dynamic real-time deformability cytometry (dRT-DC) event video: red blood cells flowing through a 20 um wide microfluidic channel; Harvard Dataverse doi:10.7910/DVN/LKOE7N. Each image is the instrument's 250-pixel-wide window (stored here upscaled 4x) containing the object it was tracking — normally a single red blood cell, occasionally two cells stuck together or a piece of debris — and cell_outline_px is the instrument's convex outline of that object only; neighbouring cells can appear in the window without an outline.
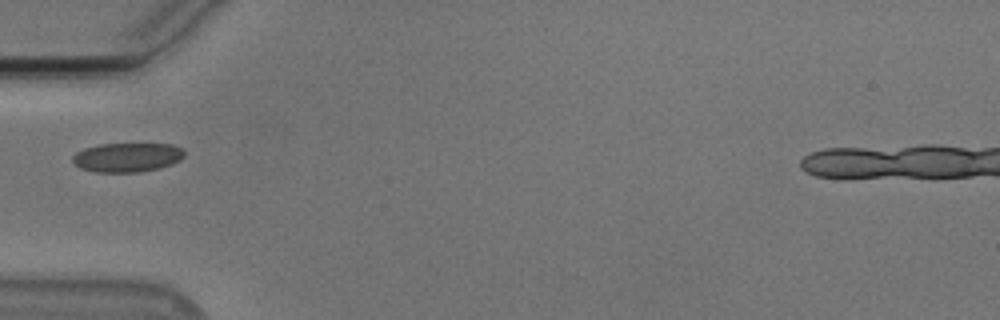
{"species": "Egyptian fruit bat (a non-hibernating species)", "species_latin": "Rousettus aegyptiacus", "temperature_condition": "cold", "stored_images_in_passage": 37, "camera_frame_rate_fps": 3000, "um_per_image_px": 0.085, "animal": {"sex": "male"}, "frame": {"image": 1, "passage_image": 1, "time_ms": 0.0, "image_size_px": [1000, 320], "cell_outline_px": [[184, 156], [180, 160], [172, 164], [156, 168], [136, 172], [96, 172], [80, 168], [72, 160], [72, 156], [76, 152], [84, 148], [100, 144], [172, 144], [184, 148]], "centroid_in_image_um": [10.81, 13.36], "position_along_channel_um": 74.2, "area_um2": 18.96}}
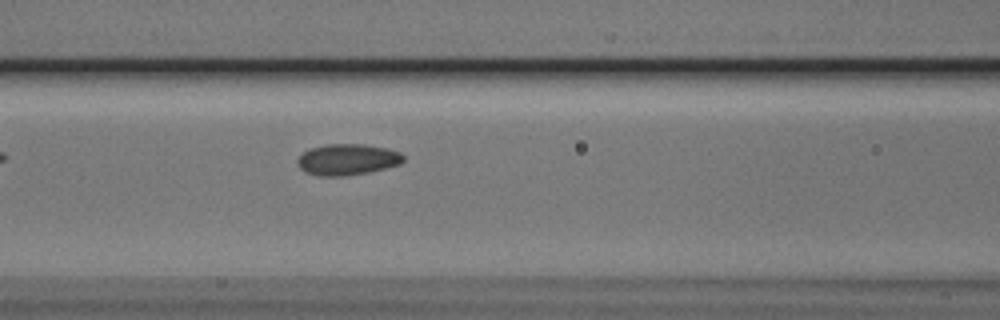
{"frame": {"image": 2, "passage_image": 6, "time_ms": 1.667, "image_size_px": [1000, 320], "cell_outline_px": [[404, 160], [400, 164], [368, 172], [348, 176], [320, 176], [304, 172], [296, 164], [296, 160], [308, 148], [324, 144], [364, 144], [384, 148], [400, 152], [404, 156]], "centroid_in_image_um": [29.48, 13.56], "position_along_channel_um": 137.1, "area_um2": 19.36}, "authors_computed_cell_mechanics": {"area_um2": 18.785, "velocity_mm_per_s": 3.7411, "shape_relaxation_time_tau1_ms": 3.897, "shape_relaxation_time_tau2_ms": 2.0448, "deformation_change_tau1": 0.055, "deformation_change_tau2": 0.053}}